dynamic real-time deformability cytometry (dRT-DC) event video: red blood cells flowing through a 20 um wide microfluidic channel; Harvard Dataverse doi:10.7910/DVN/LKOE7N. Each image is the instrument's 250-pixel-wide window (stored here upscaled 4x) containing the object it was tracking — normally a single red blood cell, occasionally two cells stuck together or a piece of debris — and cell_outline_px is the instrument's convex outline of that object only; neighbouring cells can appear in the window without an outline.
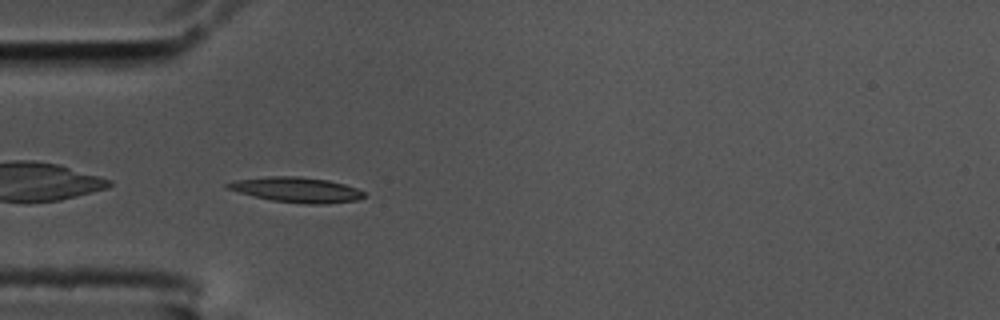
{"species": "common noctule bat (a hibernating species)", "species_latin": "Nyctalus noctula", "temperature_condition": "cold", "stored_images_in_passage": 41, "segment_of_instrument_passage": [1, 2], "camera_frame_rate_fps": 3000, "um_per_image_px": 0.085, "animal": {"sex": "male", "body_mass_g": 17.5, "forearm_length_mm": 52.3}, "frame": {"image": 1, "passage_image": 2, "time_ms": 0.333, "image_size_px": [1000, 320], "cell_outline_px": [[364, 196], [356, 200], [324, 204], [304, 204], [272, 200], [240, 192], [228, 188], [224, 184], [236, 180], [268, 176], [300, 176], [328, 180], [344, 184], [356, 188], [364, 192]], "centroid_in_image_um": [25.23, 16.12], "position_along_channel_um": 59.8, "area_um2": 19.71}}
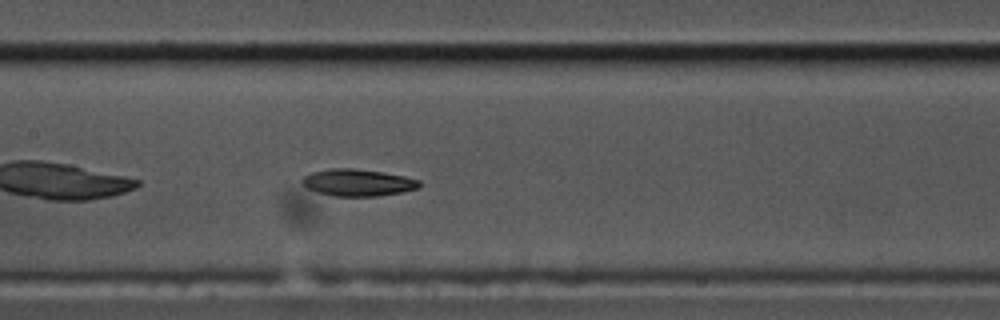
{"frame": {"image": 2, "passage_image": 12, "time_ms": 3.667, "image_size_px": [1000, 320], "cell_outline_px": [[420, 188], [380, 196], [332, 196], [316, 192], [308, 188], [300, 180], [304, 176], [312, 172], [332, 168], [352, 168], [384, 172], [404, 176], [420, 180]], "centroid_in_image_um": [30.42, 15.52], "position_along_channel_um": 177.0, "area_um2": 18.44}}
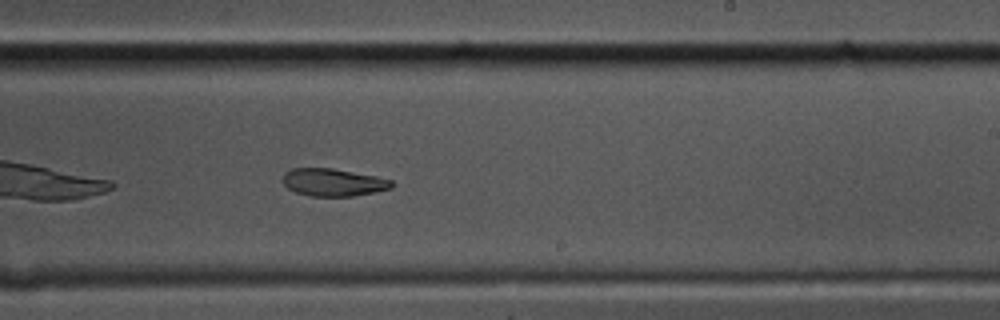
{"frame": {"image": 3, "passage_image": 19, "time_ms": 6.0, "image_size_px": [1000, 320], "cell_outline_px": [[396, 184], [392, 188], [352, 196], [308, 196], [296, 192], [288, 188], [284, 184], [284, 172], [292, 168], [332, 168], [376, 176], [392, 180]], "centroid_in_image_um": [28.34, 15.49], "position_along_channel_um": 260.7, "area_um2": 17.46}}